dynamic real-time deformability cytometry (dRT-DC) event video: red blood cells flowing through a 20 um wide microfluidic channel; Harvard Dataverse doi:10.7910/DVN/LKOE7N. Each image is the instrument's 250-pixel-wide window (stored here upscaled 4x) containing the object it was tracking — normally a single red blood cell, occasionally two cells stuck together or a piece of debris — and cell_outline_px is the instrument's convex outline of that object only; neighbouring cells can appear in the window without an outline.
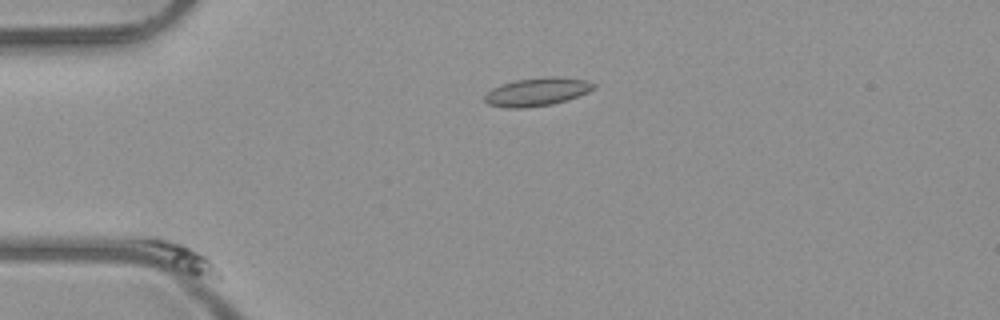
{"species": "common noctule bat (a hibernating species)", "species_latin": "Nyctalus noctula", "temperature_condition": "room temperature", "stored_images_in_passage": 52, "camera_frame_rate_fps": 3000, "um_per_image_px": 0.085, "animal": {"sex": "male", "body_mass_g": 23.1, "forearm_length_mm": 52.7}, "frame": {"image": 1, "passage_image": 1, "time_ms": 0.0, "image_size_px": [1000, 320], "cell_outline_px": [[224, 276], [220, 280], [216, 280], [192, 276], [160, 264], [132, 240], [140, 236], [156, 236], [180, 240], [204, 252], [208, 256]], "centroid_in_image_um": [15.27, 21.82], "position_along_channel_um": 69.7, "area_um2": 14.68}}
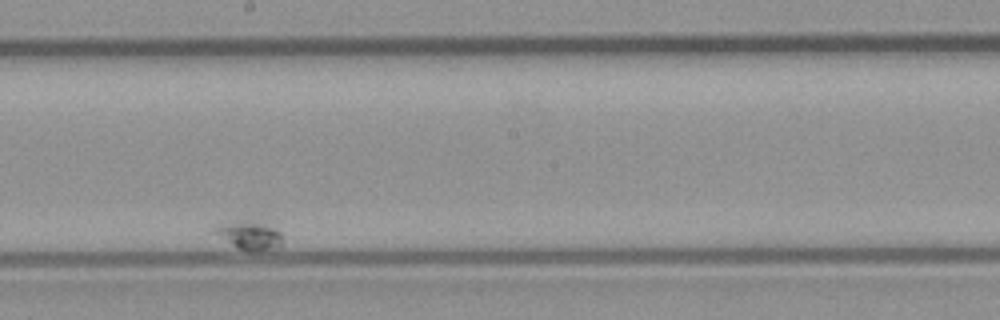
{"frame": {"image": 2, "passage_image": 30, "time_ms": 9.667, "image_size_px": [1000, 320], "cell_outline_px": [[284, 236], [280, 248], [260, 252], [248, 252], [236, 248], [208, 232], [212, 228], [220, 224], [232, 220], [256, 220], [276, 228]], "centroid_in_image_um": [21.16, 20.01], "position_along_channel_um": 227.0, "area_um2": 12.31}}
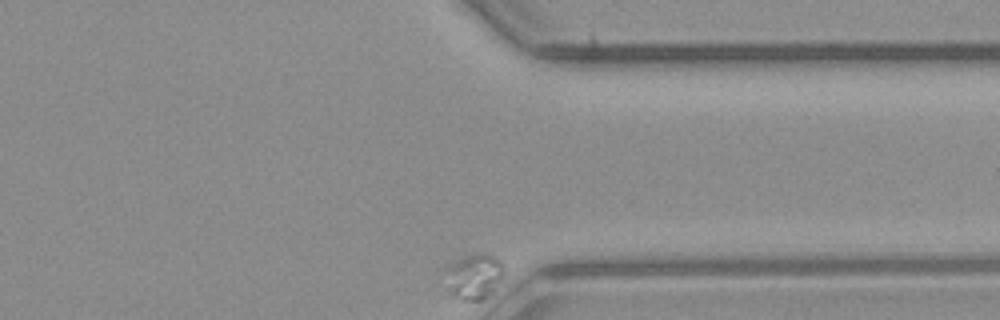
{"frame": {"image": 3, "passage_image": 52, "time_ms": 17.0, "image_size_px": [1000, 320], "cell_outline_px": [[504, 276], [492, 292], [484, 300], [464, 300], [448, 296], [436, 284], [436, 268], [468, 252], [484, 252], [496, 256], [504, 264]], "centroid_in_image_um": [39.99, 23.46], "position_along_channel_um": 371.4, "area_um2": 18.38}}